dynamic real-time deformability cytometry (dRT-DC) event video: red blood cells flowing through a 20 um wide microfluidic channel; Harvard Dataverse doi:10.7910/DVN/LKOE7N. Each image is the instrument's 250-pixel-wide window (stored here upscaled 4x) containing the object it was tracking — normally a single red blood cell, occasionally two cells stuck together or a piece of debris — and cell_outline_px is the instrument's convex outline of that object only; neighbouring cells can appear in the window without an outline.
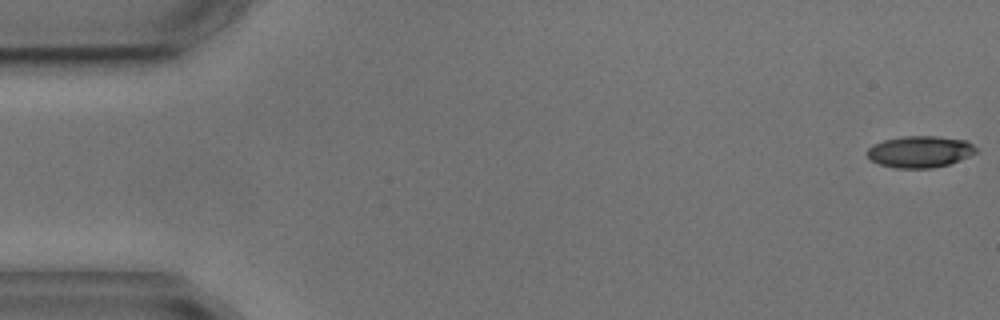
{"species": "common noctule bat (a hibernating species)", "species_latin": "Nyctalus noctula", "temperature_condition": "cold", "stored_images_in_passage": 5, "camera_frame_rate_fps": 3000, "um_per_image_px": 0.085, "animal": {"sex": "male", "body_mass_g": 17.9, "forearm_length_mm": 54.2}, "frame": {"image": 1, "passage_image": 1, "time_ms": 0.0, "image_size_px": [1000, 320], "cell_outline_px": [[976, 152], [968, 156], [948, 164], [932, 168], [896, 168], [880, 164], [872, 160], [868, 156], [868, 148], [872, 144], [884, 140], [904, 136], [936, 136], [968, 140], [976, 148]], "centroid_in_image_um": [78.19, 12.88], "position_along_channel_um": 6.8, "area_um2": 19.88}}
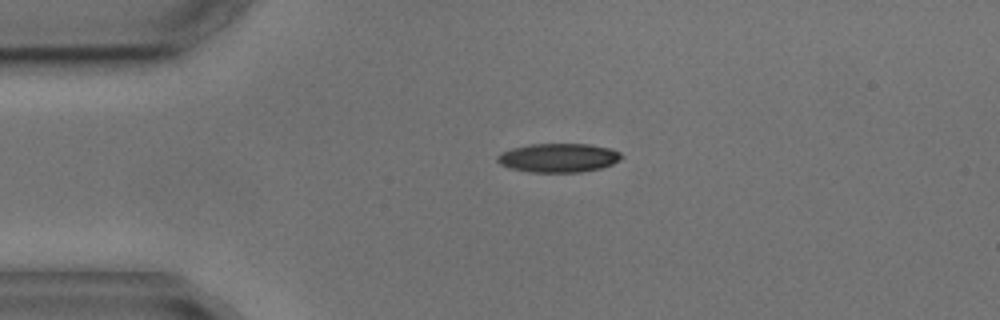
{"frame": {"image": 2, "passage_image": 3, "time_ms": 3.667, "image_size_px": [1000, 320], "cell_outline_px": [[624, 156], [620, 160], [612, 164], [600, 168], [580, 172], [528, 172], [512, 168], [500, 164], [496, 160], [496, 156], [500, 152], [512, 148], [528, 144], [588, 144], [608, 148], [620, 152]], "centroid_in_image_um": [47.45, 13.41], "position_along_channel_um": 37.6, "area_um2": 20.92}}